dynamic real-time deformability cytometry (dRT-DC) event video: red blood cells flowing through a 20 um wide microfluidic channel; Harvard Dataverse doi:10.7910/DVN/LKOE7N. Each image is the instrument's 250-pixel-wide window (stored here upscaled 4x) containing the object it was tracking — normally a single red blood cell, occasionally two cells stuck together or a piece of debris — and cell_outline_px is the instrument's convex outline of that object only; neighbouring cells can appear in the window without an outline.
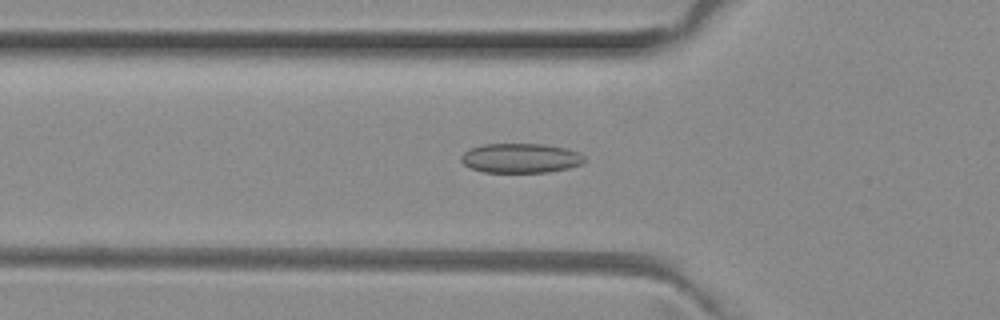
{"species": "common noctule bat (a hibernating species)", "species_latin": "Nyctalus noctula", "temperature_condition": "room temperature", "stored_images_in_passage": 50, "camera_frame_rate_fps": 3000, "um_per_image_px": 0.085, "animal": {"sex": "female", "body_mass_g": 29.2, "forearm_length_mm": 56.3}, "frame": {"image": 1, "passage_image": 17, "time_ms": 5.333, "image_size_px": [1000, 320], "cell_outline_px": [[584, 160], [580, 164], [568, 168], [548, 172], [484, 172], [472, 168], [464, 164], [460, 160], [460, 156], [464, 152], [472, 148], [484, 144], [544, 144], [564, 148], [580, 152], [584, 156]], "centroid_in_image_um": [44.25, 13.44], "position_along_channel_um": 81.6, "area_um2": 21.1}}
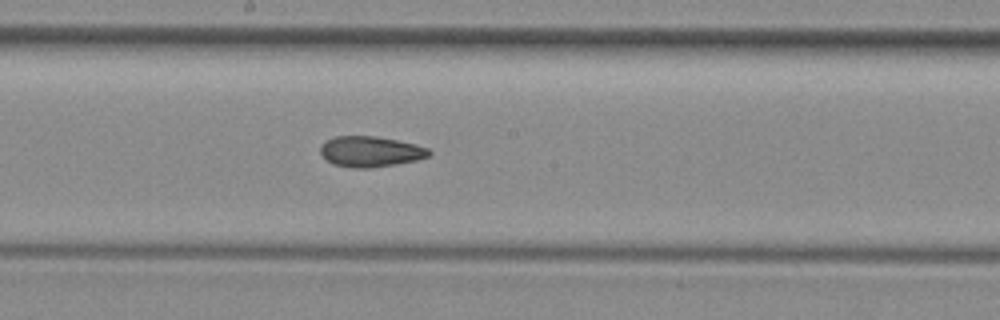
{"frame": {"image": 2, "passage_image": 27, "time_ms": 8.667, "image_size_px": [1000, 320], "cell_outline_px": [[432, 152], [428, 156], [416, 160], [396, 164], [368, 168], [352, 168], [332, 164], [320, 152], [320, 148], [328, 140], [336, 136], [376, 136], [416, 144], [428, 148]], "centroid_in_image_um": [31.51, 12.89], "position_along_channel_um": 216.7, "area_um2": 19.19}}
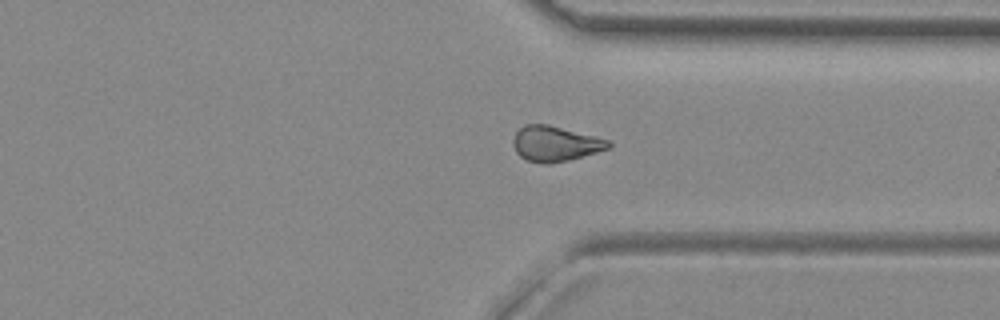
{"frame": {"image": 3, "passage_image": 38, "time_ms": 12.333, "image_size_px": [1000, 320], "cell_outline_px": [[612, 144], [608, 148], [596, 152], [568, 160], [548, 164], [544, 164], [528, 160], [520, 156], [516, 152], [512, 144], [512, 140], [516, 132], [524, 124], [548, 124], [596, 136], [608, 140]], "centroid_in_image_um": [47.16, 12.2], "position_along_channel_um": 364.2, "area_um2": 19.54}, "authors_computed_cell_mechanics": {"area_um2": 19.7098, "velocity_mm_per_s": 4.0336, "shape_relaxation_time_tau1_ms": null, "shape_relaxation_time_tau2_ms": 2.7096, "deformation_change_tau1": null, "deformation_change_tau2": 0.085}}